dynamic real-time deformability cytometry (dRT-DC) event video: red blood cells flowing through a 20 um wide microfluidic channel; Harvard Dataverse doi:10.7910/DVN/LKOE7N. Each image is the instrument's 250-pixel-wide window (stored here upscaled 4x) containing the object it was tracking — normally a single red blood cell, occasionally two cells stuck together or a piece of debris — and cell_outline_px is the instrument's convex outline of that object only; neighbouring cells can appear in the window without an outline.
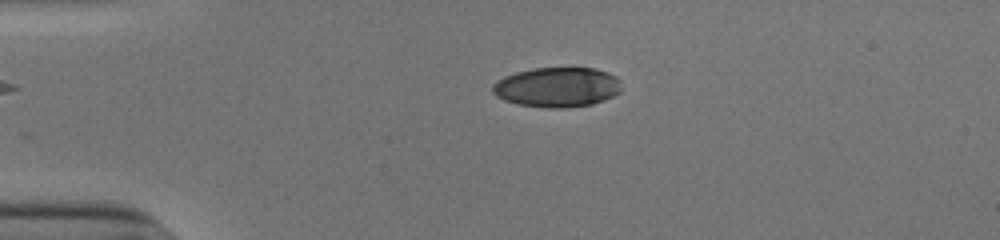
{"species": "human", "species_latin": "Homo sapiens", "temperature_condition": "cold", "stored_images_in_passage": 41, "camera_frame_rate_fps": 3000, "um_per_image_px": 0.085, "donor": {"sex": "male"}, "frame": {"image": 1, "passage_image": 1, "time_ms": 0.0, "image_size_px": [1000, 240], "cell_outline_px": [[620, 92], [604, 100], [592, 104], [564, 108], [548, 108], [520, 104], [504, 100], [496, 96], [492, 92], [492, 84], [496, 80], [504, 76], [516, 72], [532, 68], [596, 68], [608, 72], [616, 76], [620, 80]], "centroid_in_image_um": [47.35, 7.4], "position_along_channel_um": 37.7, "area_um2": 30.06}}
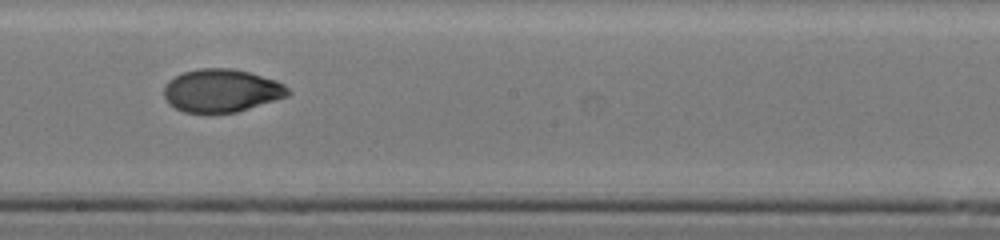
{"frame": {"image": 2, "passage_image": 19, "time_ms": 6.0, "image_size_px": [1000, 240], "cell_outline_px": [[292, 92], [288, 96], [236, 112], [184, 112], [168, 104], [164, 96], [164, 84], [168, 80], [184, 72], [200, 68], [232, 68], [248, 72], [276, 80], [284, 84]], "centroid_in_image_um": [18.82, 7.69], "position_along_channel_um": 229.4, "area_um2": 30.98}}
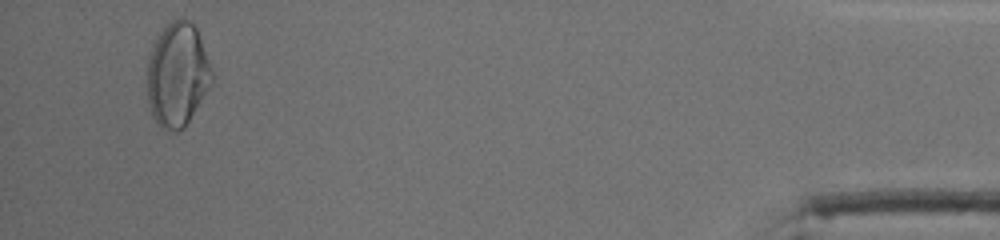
{"frame": {"image": 3, "passage_image": 39, "time_ms": 12.667, "image_size_px": [1000, 240], "cell_outline_px": [[216, 76], [184, 128], [176, 132], [160, 128], [156, 124], [152, 116], [148, 100], [148, 56], [160, 32], [172, 20], [180, 16], [184, 16], [196, 24]], "centroid_in_image_um": [15.12, 6.31], "position_along_channel_um": 420.1, "area_um2": 39.82}, "authors_computed_cell_mechanics": {"area_um2": 31.1542, "velocity_mm_per_s": 3.9244, "shape_relaxation_time_tau1_ms": 5.7863, "shape_relaxation_time_tau2_ms": 1.3925, "deformation_change_tau1": 0.1926, "deformation_change_tau2": 0.0455}}